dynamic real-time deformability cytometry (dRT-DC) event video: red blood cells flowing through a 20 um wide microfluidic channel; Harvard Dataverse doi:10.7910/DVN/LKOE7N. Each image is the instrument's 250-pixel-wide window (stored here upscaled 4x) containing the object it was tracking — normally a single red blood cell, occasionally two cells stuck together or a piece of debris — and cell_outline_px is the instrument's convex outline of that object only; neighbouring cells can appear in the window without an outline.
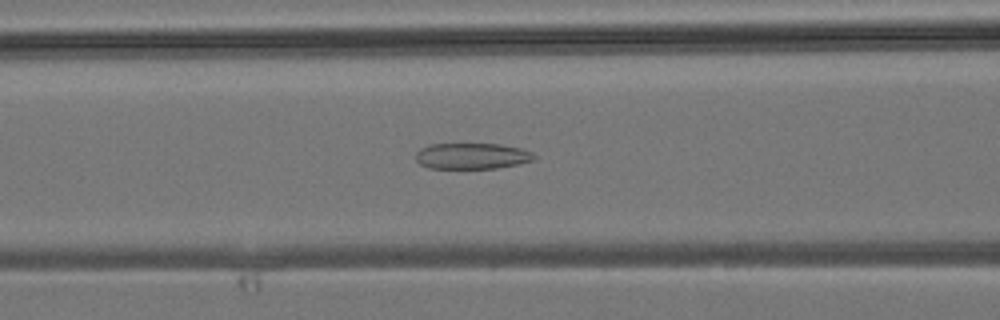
{"species": "common noctule bat (a hibernating species)", "species_latin": "Nyctalus noctula", "temperature_condition": "room temperature", "stored_images_in_passage": 40, "camera_frame_rate_fps": 3000, "um_per_image_px": 0.085, "animal": {"sex": "male", "body_mass_g": 19.2, "forearm_length_mm": 51.8}, "frame": {"image": 1, "passage_image": 16, "time_ms": 5.0, "image_size_px": [1000, 320], "cell_outline_px": [[536, 160], [520, 164], [496, 168], [428, 168], [420, 164], [416, 160], [416, 152], [420, 148], [428, 144], [500, 144], [520, 148], [532, 152], [536, 156]], "centroid_in_image_um": [40.13, 13.26], "position_along_channel_um": 126.5, "area_um2": 18.09}}
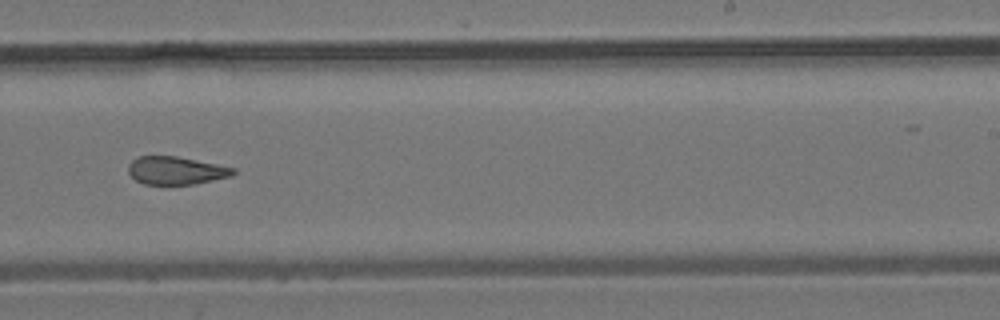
{"frame": {"image": 2, "passage_image": 25, "time_ms": 8.0, "image_size_px": [1000, 320], "cell_outline_px": [[236, 172], [232, 176], [196, 184], [168, 188], [144, 184], [136, 180], [128, 172], [128, 164], [132, 160], [140, 156], [176, 156], [236, 168]], "centroid_in_image_um": [14.95, 14.55], "position_along_channel_um": 274.1, "area_um2": 17.8}}
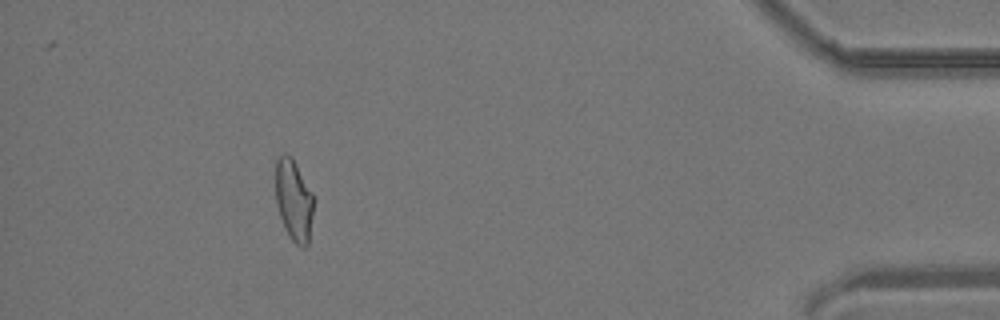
{"frame": {"image": 3, "passage_image": 37, "time_ms": 12.0, "image_size_px": [1000, 320], "cell_outline_px": [[312, 212], [308, 244], [304, 248], [300, 248], [288, 236], [284, 228], [276, 204], [276, 160], [284, 152], [288, 152], [292, 156], [312, 192]], "centroid_in_image_um": [24.95, 17.0], "position_along_channel_um": 410.3, "area_um2": 18.03}}